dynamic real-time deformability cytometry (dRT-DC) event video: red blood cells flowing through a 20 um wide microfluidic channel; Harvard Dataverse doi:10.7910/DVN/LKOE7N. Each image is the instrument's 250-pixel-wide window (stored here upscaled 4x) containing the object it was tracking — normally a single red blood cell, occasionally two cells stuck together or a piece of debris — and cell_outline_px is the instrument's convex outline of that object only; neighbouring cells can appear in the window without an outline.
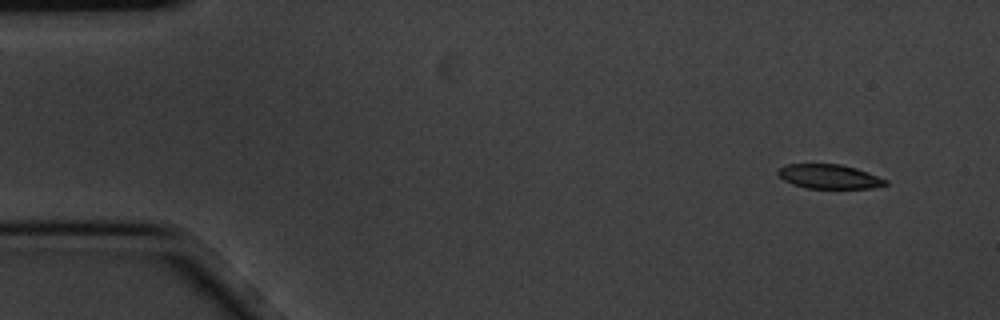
{"species": "common noctule bat (a hibernating species)", "species_latin": "Nyctalus noctula", "temperature_condition": "cold", "stored_images_in_passage": 8, "camera_frame_rate_fps": 3000, "um_per_image_px": 0.085, "animal": {"sex": "male", "body_mass_g": 20.1, "forearm_length_mm": 53.5}, "frame": {"image": 1, "passage_image": 1, "time_ms": 0.0, "image_size_px": [1000, 320], "cell_outline_px": [[888, 184], [872, 188], [808, 188], [792, 184], [784, 180], [776, 172], [780, 168], [788, 164], [840, 164], [856, 168], [868, 172], [888, 180]], "centroid_in_image_um": [70.5, 15.0], "position_along_channel_um": 14.5, "area_um2": 15.14}}
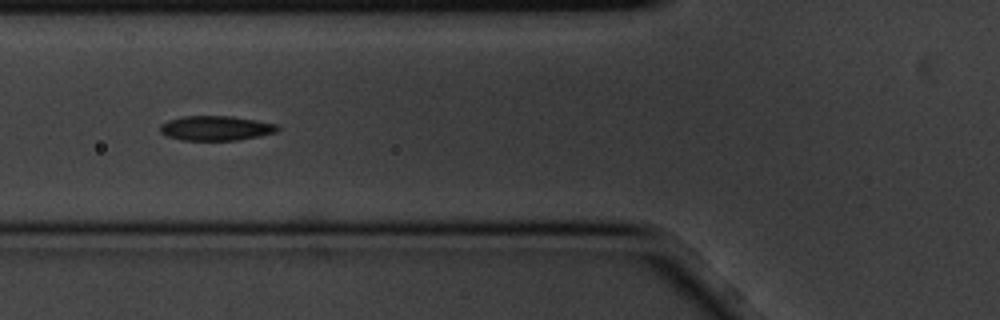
{"frame": {"image": 2, "passage_image": 5, "time_ms": 1.333, "image_size_px": [1000, 320], "cell_outline_px": [[280, 128], [276, 132], [260, 136], [236, 140], [184, 140], [168, 136], [160, 132], [160, 124], [168, 120], [184, 116], [232, 116], [276, 124]], "centroid_in_image_um": [18.34, 10.89], "position_along_channel_um": 107.5, "area_um2": 16.76}}
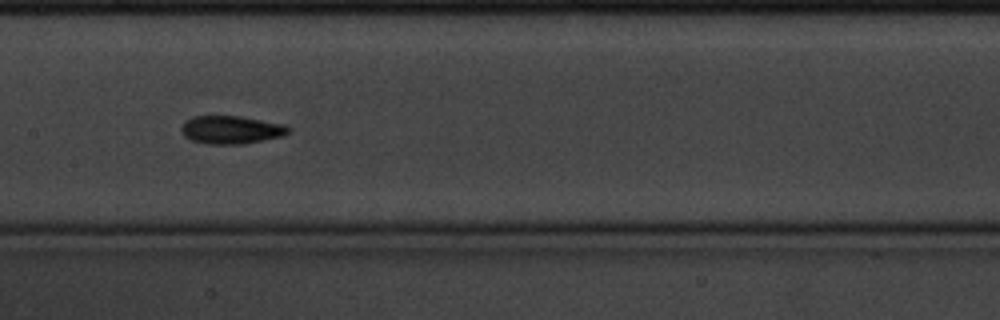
{"frame": {"image": 3, "passage_image": 7, "time_ms": 2.0, "image_size_px": [1000, 320], "cell_outline_px": [[292, 132], [284, 136], [244, 144], [208, 144], [192, 140], [184, 136], [180, 128], [184, 120], [192, 116], [240, 116], [284, 124], [292, 128]], "centroid_in_image_um": [19.68, 11.03], "position_along_channel_um": 187.7, "area_um2": 17.8}}